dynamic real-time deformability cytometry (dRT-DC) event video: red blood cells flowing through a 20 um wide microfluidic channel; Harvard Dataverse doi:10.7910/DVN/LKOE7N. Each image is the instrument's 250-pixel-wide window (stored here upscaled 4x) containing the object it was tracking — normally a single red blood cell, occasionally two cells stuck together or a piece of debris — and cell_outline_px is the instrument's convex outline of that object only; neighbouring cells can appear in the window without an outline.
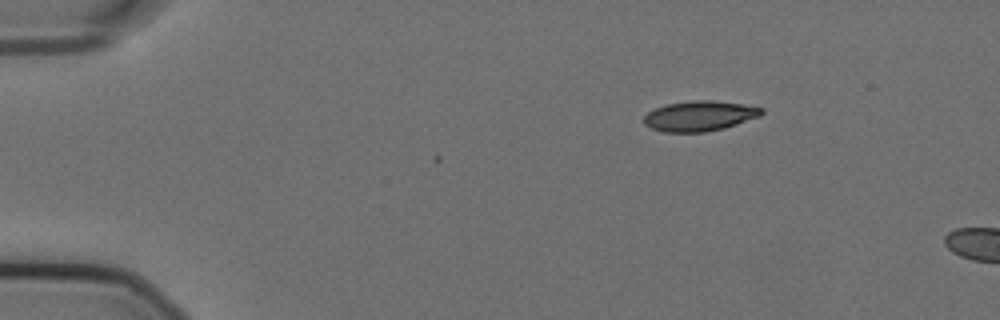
{"species": "Egyptian fruit bat (a non-hibernating species)", "species_latin": "Rousettus aegyptiacus", "temperature_condition": "cold", "stored_images_in_passage": 4, "camera_frame_rate_fps": 3000, "um_per_image_px": 0.085, "animal": {"sex": "female"}, "frame": {"image": 1, "passage_image": 1, "time_ms": 0.0, "image_size_px": [1000, 320], "cell_outline_px": [[764, 112], [760, 116], [724, 128], [704, 132], [664, 132], [652, 128], [644, 124], [644, 116], [648, 112], [656, 108], [668, 104], [692, 100], [712, 100], [740, 104], [764, 108]], "centroid_in_image_um": [59.46, 9.86], "position_along_channel_um": 25.5, "area_um2": 20.52}}